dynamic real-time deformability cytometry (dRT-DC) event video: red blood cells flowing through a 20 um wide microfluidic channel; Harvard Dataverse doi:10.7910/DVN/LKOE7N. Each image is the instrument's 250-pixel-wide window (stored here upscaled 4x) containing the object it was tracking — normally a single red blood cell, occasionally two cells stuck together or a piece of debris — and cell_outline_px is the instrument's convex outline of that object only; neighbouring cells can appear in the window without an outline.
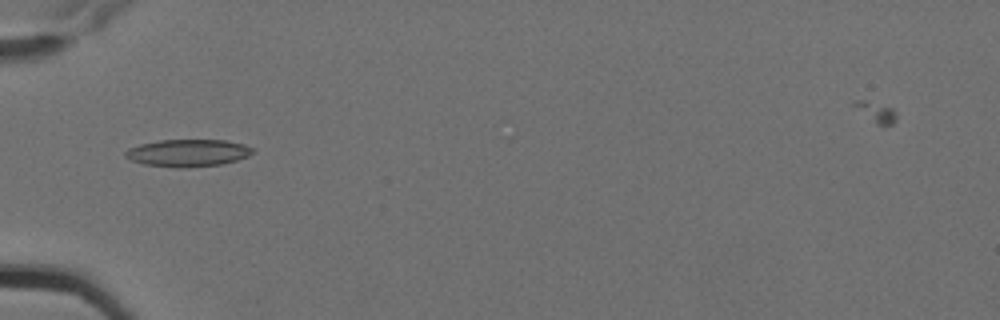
{"species": "Egyptian fruit bat (a non-hibernating species)", "species_latin": "Rousettus aegyptiacus", "temperature_condition": "cold", "stored_images_in_passage": 9, "camera_frame_rate_fps": 3000, "um_per_image_px": 0.085, "animal": {"sex": "female"}, "frame": {"image": 1, "passage_image": 6, "time_ms": 1.667, "image_size_px": [1000, 320], "cell_outline_px": [[256, 152], [248, 156], [236, 160], [220, 164], [180, 168], [176, 168], [144, 164], [132, 160], [124, 156], [124, 152], [128, 148], [140, 144], [160, 140], [224, 140], [244, 144], [256, 148]], "centroid_in_image_um": [15.99, 12.99], "position_along_channel_um": 69.0, "area_um2": 20.29}}
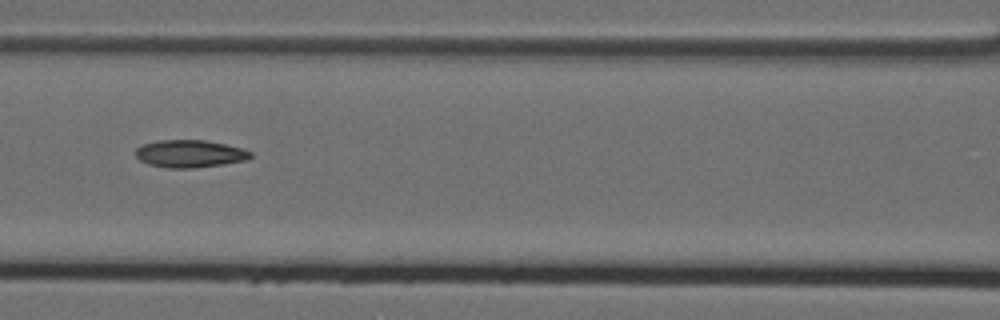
{"frame": {"image": 2, "passage_image": 8, "time_ms": 2.333, "image_size_px": [1000, 320], "cell_outline_px": [[252, 156], [248, 160], [224, 164], [192, 168], [168, 168], [148, 164], [140, 160], [136, 156], [136, 148], [140, 144], [160, 140], [204, 140], [244, 148], [252, 152]], "centroid_in_image_um": [16.14, 13.06], "position_along_channel_um": 150.5, "area_um2": 18.55}}
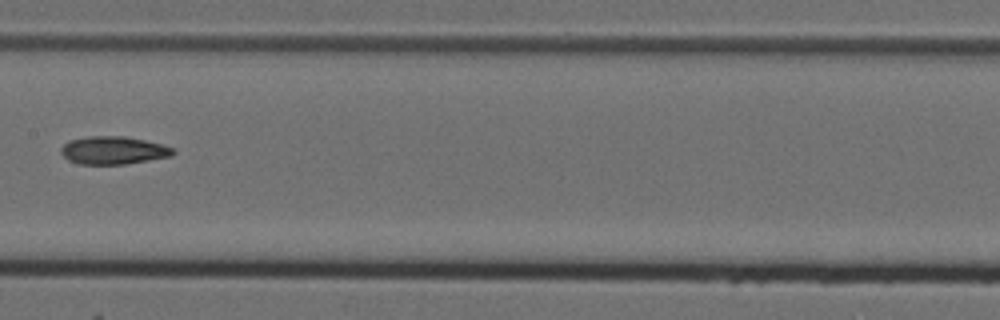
{"frame": {"image": 3, "passage_image": 9, "time_ms": 2.667, "image_size_px": [1000, 320], "cell_outline_px": [[176, 152], [172, 156], [124, 164], [80, 164], [68, 160], [60, 152], [60, 148], [68, 140], [88, 136], [124, 136], [144, 140], [176, 148]], "centroid_in_image_um": [9.63, 12.77], "position_along_channel_um": 197.8, "area_um2": 18.26}}